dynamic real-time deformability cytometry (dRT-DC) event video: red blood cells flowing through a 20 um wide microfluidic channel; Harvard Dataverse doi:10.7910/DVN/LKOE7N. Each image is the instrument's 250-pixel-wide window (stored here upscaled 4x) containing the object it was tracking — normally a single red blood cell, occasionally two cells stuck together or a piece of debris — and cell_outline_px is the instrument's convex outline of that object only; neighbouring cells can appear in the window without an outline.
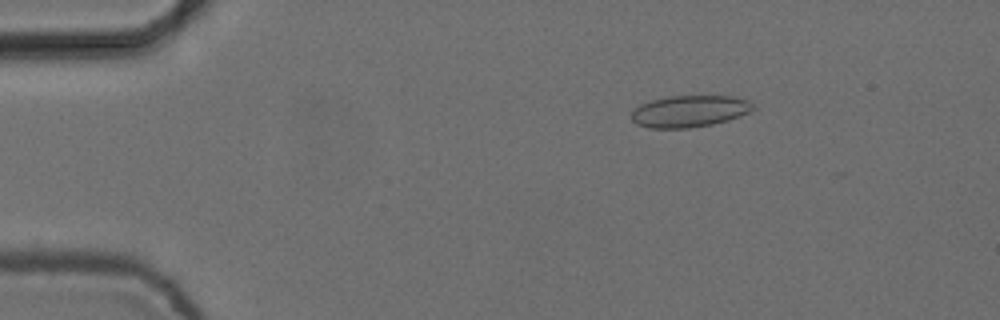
{"species": "common noctule bat (a hibernating species)", "species_latin": "Nyctalus noctula", "temperature_condition": "cold", "stored_images_in_passage": 4, "camera_frame_rate_fps": 3000, "um_per_image_px": 0.085, "animal": {"sex": "female", "body_mass_g": 24.6, "forearm_length_mm": 56.2}, "frame": {"image": 1, "passage_image": 2, "time_ms": 0.333, "image_size_px": [1000, 320], "cell_outline_px": [[756, 108], [740, 116], [728, 120], [712, 124], [688, 128], [648, 128], [636, 124], [632, 120], [632, 112], [640, 104], [652, 100], [668, 96], [732, 96], [748, 100]], "centroid_in_image_um": [58.6, 9.46], "position_along_channel_um": 26.4, "area_um2": 22.43}}